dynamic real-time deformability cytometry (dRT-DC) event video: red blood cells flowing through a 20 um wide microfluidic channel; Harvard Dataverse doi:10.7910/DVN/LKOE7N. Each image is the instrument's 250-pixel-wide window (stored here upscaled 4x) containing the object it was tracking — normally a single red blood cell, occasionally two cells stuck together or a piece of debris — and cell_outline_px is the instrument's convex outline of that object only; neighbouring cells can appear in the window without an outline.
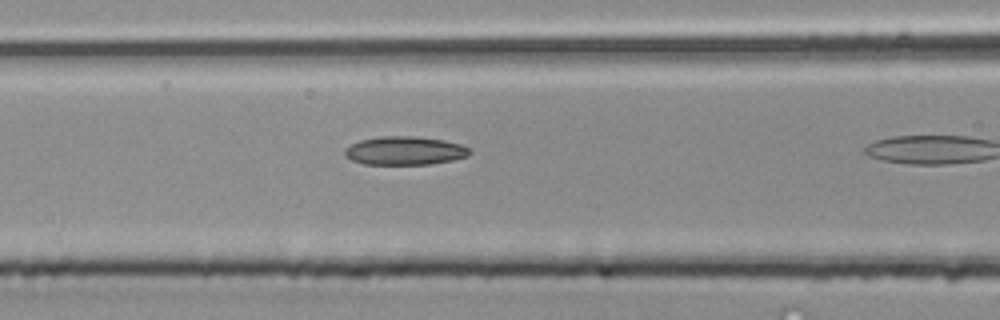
{"species": "common noctule bat (a hibernating species)", "species_latin": "Nyctalus noctula", "temperature_condition": "room temperature", "stored_images_in_passage": 10, "camera_frame_rate_fps": 3000, "um_per_image_px": 0.085, "animal": {"sex": "male", "body_mass_g": 20.4}, "frame": {"image": 1, "passage_image": 9, "time_ms": 2.667, "image_size_px": [1000, 320], "cell_outline_px": [[472, 152], [468, 156], [452, 160], [428, 164], [364, 164], [352, 160], [344, 156], [344, 152], [352, 144], [360, 140], [380, 136], [416, 136], [444, 140], [460, 144], [468, 148]], "centroid_in_image_um": [34.41, 12.8], "position_along_channel_um": 132.2, "area_um2": 20.63}}